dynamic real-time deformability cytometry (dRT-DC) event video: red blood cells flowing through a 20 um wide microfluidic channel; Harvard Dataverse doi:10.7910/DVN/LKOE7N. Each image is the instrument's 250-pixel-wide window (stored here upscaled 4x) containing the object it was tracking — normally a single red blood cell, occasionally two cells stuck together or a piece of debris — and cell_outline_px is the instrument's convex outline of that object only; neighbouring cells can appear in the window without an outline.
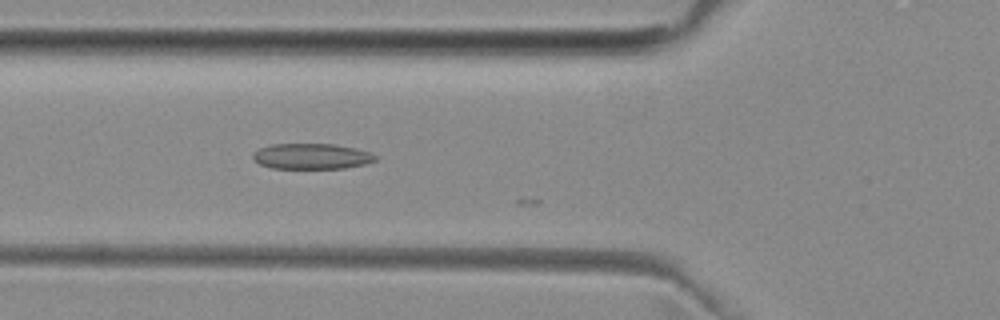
{"species": "common noctule bat (a hibernating species)", "species_latin": "Nyctalus noctula", "temperature_condition": "room temperature", "stored_images_in_passage": 24, "camera_frame_rate_fps": 3000, "um_per_image_px": 0.085, "animal": {"sex": "female", "body_mass_g": 29.2, "forearm_length_mm": 56.3}, "frame": {"image": 1, "passage_image": 18, "time_ms": 5.667, "image_size_px": [1000, 320], "cell_outline_px": [[376, 160], [364, 164], [344, 168], [272, 168], [260, 164], [252, 160], [252, 152], [260, 148], [272, 144], [336, 144], [356, 148], [368, 152], [376, 156]], "centroid_in_image_um": [26.44, 13.28], "position_along_channel_um": 99.4, "area_um2": 18.26}}
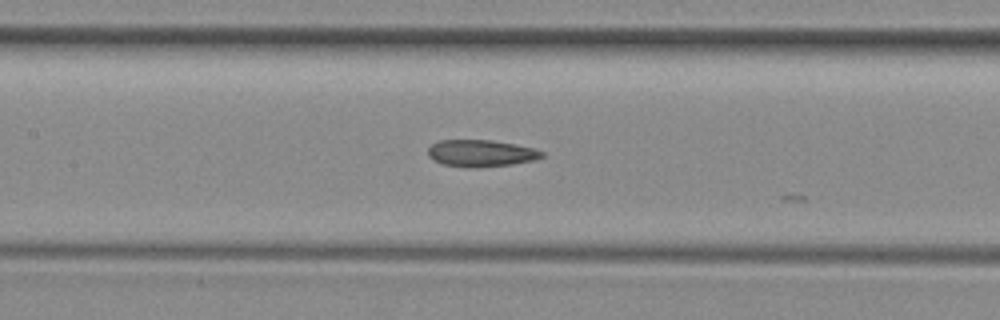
{"frame": {"image": 2, "passage_image": 23, "time_ms": 7.333, "image_size_px": [1000, 320], "cell_outline_px": [[544, 156], [536, 160], [512, 164], [480, 168], [468, 168], [444, 164], [432, 160], [428, 156], [428, 148], [432, 144], [440, 140], [492, 140], [536, 148], [544, 152]], "centroid_in_image_um": [40.9, 13.03], "position_along_channel_um": 166.5, "area_um2": 18.09}}